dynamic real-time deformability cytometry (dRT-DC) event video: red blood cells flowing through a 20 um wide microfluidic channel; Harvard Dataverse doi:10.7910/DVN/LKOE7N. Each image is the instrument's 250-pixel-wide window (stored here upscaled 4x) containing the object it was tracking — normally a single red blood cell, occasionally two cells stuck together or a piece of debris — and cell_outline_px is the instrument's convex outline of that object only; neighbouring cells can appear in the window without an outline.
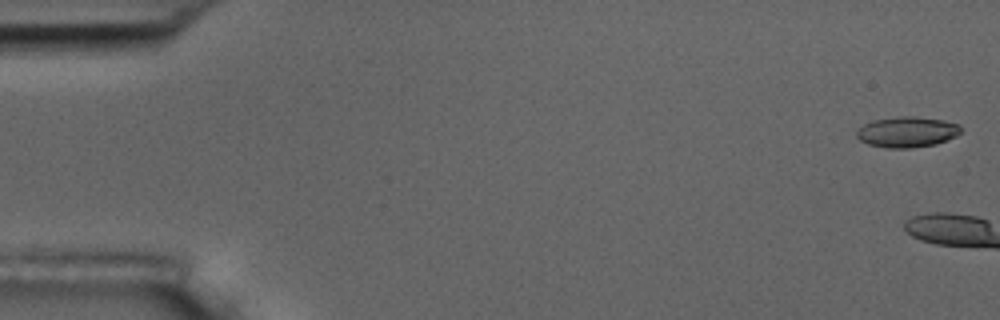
{"species": "common noctule bat (a hibernating species)", "species_latin": "Nyctalus noctula", "temperature_condition": "room temperature", "stored_images_in_passage": 6, "camera_frame_rate_fps": 3000, "um_per_image_px": 0.085, "animal": {"sex": "male", "body_mass_g": 17.5, "forearm_length_mm": 52.3}, "frame": {"image": 1, "passage_image": 1, "time_ms": 0.0, "image_size_px": [1000, 320], "cell_outline_px": [[960, 132], [956, 136], [948, 140], [936, 144], [912, 148], [888, 148], [868, 144], [860, 140], [856, 136], [856, 132], [864, 124], [872, 120], [896, 116], [912, 116], [944, 120], [960, 124]], "centroid_in_image_um": [77.1, 11.21], "position_along_channel_um": 7.9, "area_um2": 18.73}}
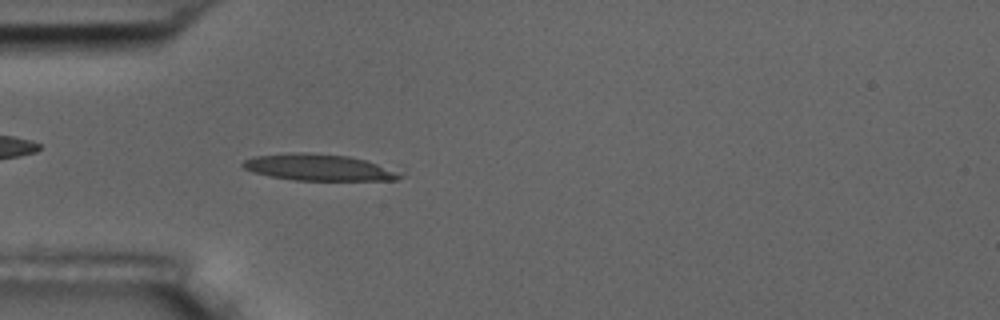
{"frame": {"image": 2, "passage_image": 6, "time_ms": 6.0, "image_size_px": [1000, 320], "cell_outline_px": [[408, 176], [396, 180], [296, 180], [268, 176], [252, 172], [244, 168], [240, 164], [244, 160], [256, 156], [296, 152], [304, 152], [348, 156], [364, 160], [376, 164]], "centroid_in_image_um": [27.05, 14.24], "position_along_channel_um": 57.9, "area_um2": 23.99}}